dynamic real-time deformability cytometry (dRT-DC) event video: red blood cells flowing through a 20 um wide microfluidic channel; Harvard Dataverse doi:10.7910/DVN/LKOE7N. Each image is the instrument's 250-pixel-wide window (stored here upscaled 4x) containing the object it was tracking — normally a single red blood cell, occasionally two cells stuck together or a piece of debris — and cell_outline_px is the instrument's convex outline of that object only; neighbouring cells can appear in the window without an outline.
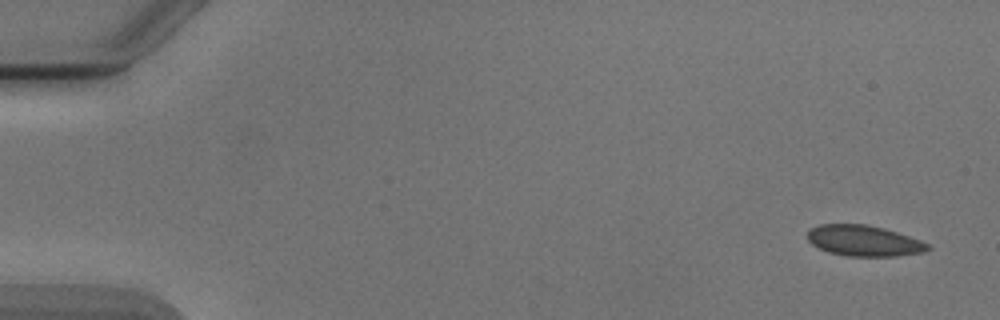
{"species": "Egyptian fruit bat (a non-hibernating species)", "species_latin": "Rousettus aegyptiacus", "temperature_condition": "cold", "stored_images_in_passage": 5, "camera_frame_rate_fps": 3000, "um_per_image_px": 0.085, "animal": {"sex": "male"}, "frame": {"image": 1, "passage_image": 1, "time_ms": 0.0, "image_size_px": [1000, 320], "cell_outline_px": [[932, 248], [924, 252], [896, 256], [848, 256], [828, 252], [812, 244], [808, 240], [808, 232], [812, 228], [820, 224], [868, 224], [884, 228], [920, 240], [928, 244]], "centroid_in_image_um": [73.44, 20.46], "position_along_channel_um": 11.6, "area_um2": 21.5}}